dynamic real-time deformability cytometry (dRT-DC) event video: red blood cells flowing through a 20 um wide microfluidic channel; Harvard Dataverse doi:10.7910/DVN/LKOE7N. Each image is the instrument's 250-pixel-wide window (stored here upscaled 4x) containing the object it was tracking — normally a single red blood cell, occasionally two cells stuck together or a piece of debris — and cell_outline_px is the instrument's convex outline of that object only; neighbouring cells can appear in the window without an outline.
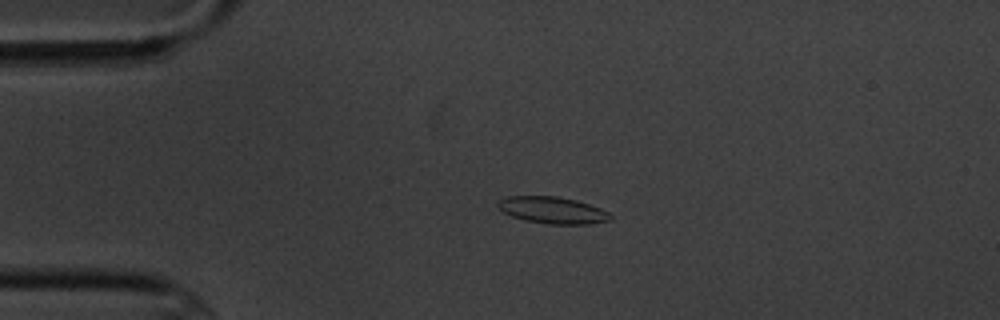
{"species": "common noctule bat (a hibernating species)", "species_latin": "Nyctalus noctula", "temperature_condition": "cold", "stored_images_in_passage": 6, "camera_frame_rate_fps": 3000, "um_per_image_px": 0.085, "animal": {"sex": "male", "body_mass_g": 20.1, "forearm_length_mm": 53.5}, "frame": {"image": 1, "passage_image": 4, "time_ms": 3.667, "image_size_px": [1000, 320], "cell_outline_px": [[612, 216], [608, 220], [588, 224], [548, 224], [524, 220], [512, 216], [504, 212], [496, 204], [500, 200], [508, 196], [556, 196], [576, 200], [600, 208], [608, 212]], "centroid_in_image_um": [46.95, 17.86], "position_along_channel_um": 38.0, "area_um2": 17.34}}